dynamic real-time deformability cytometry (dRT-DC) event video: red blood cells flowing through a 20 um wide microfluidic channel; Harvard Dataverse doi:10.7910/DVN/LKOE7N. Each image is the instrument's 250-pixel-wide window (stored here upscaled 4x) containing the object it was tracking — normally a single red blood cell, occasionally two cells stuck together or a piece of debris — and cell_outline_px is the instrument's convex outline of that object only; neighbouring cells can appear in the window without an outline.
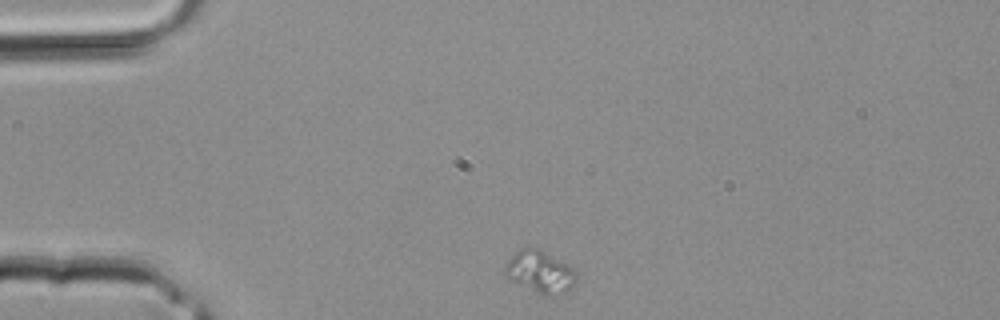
{"species": "common noctule bat (a hibernating species)", "species_latin": "Nyctalus noctula", "temperature_condition": "room temperature", "stored_images_in_passage": 32, "camera_frame_rate_fps": 3000, "um_per_image_px": 0.085, "animal": {"sex": "male", "body_mass_g": 20.4}, "frame": {"image": 1, "passage_image": 1, "time_ms": 0.0, "image_size_px": [1000, 320], "cell_outline_px": [[576, 280], [564, 292], [548, 296], [544, 296], [508, 280], [504, 272], [504, 268], [508, 260], [520, 248], [540, 248], [568, 264], [576, 272]], "centroid_in_image_um": [45.87, 23.1], "position_along_channel_um": 39.1, "area_um2": 17.46}}